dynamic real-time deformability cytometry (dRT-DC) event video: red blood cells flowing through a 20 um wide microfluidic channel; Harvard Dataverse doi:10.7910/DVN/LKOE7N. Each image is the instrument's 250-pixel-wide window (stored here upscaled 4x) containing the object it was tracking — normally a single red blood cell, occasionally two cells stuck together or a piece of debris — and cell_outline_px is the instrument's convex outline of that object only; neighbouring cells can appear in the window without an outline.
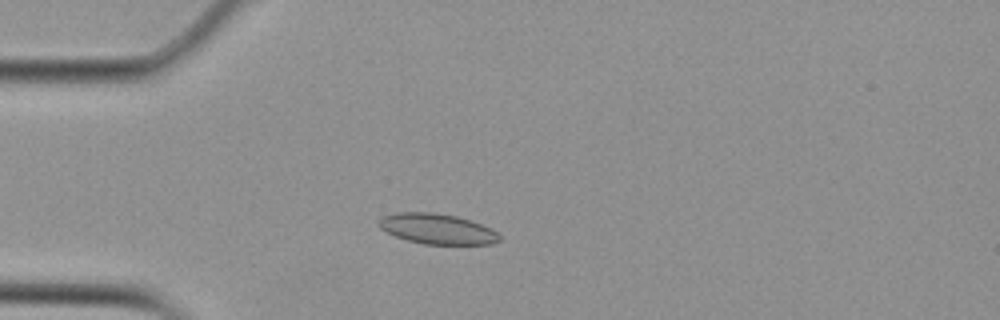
{"species": "Egyptian fruit bat (a non-hibernating species)", "species_latin": "Rousettus aegyptiacus", "temperature_condition": "cold", "stored_images_in_passage": 52, "camera_frame_rate_fps": 3000, "um_per_image_px": 0.085, "animal": {"sex": "female"}, "frame": {"image": 1, "passage_image": 12, "time_ms": 3.667, "image_size_px": [1000, 320], "cell_outline_px": [[500, 240], [492, 244], [424, 244], [408, 240], [396, 236], [380, 228], [376, 224], [380, 216], [396, 212], [432, 212], [456, 216], [472, 220], [492, 228], [500, 236]], "centroid_in_image_um": [37.14, 19.44], "position_along_channel_um": 47.9, "area_um2": 21.5}}
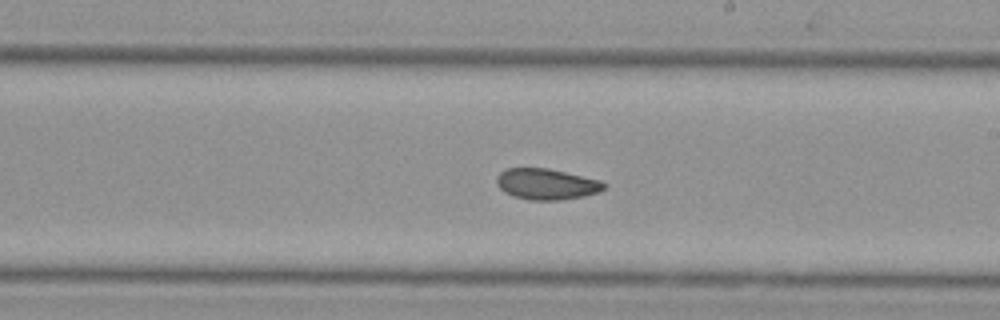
{"frame": {"image": 2, "passage_image": 29, "time_ms": 9.333, "image_size_px": [1000, 320], "cell_outline_px": [[608, 184], [600, 192], [584, 196], [560, 200], [528, 200], [512, 196], [504, 192], [496, 184], [496, 176], [500, 172], [508, 168], [548, 168], [600, 180]], "centroid_in_image_um": [46.44, 15.65], "position_along_channel_um": 242.6, "area_um2": 19.54}}
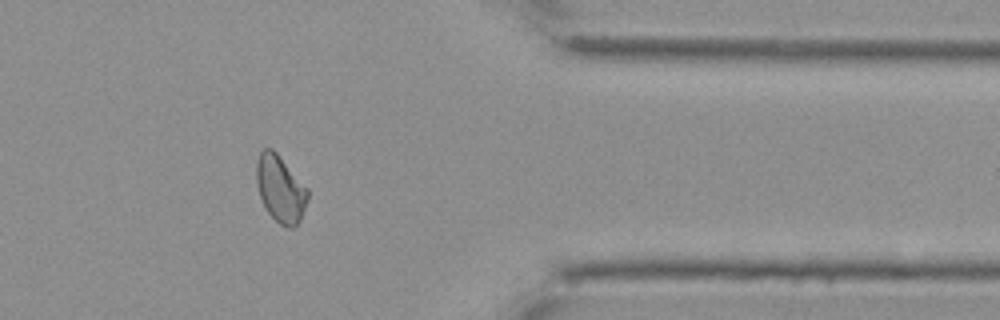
{"frame": {"image": 3, "passage_image": 42, "time_ms": 13.667, "image_size_px": [1000, 320], "cell_outline_px": [[308, 200], [300, 220], [292, 228], [288, 228], [280, 224], [264, 208], [256, 184], [256, 160], [260, 152], [264, 148], [272, 148], [276, 152], [308, 188]], "centroid_in_image_um": [23.82, 16.04], "position_along_channel_um": 387.6, "area_um2": 20.0}, "authors_computed_cell_mechanics": {"area_um2": 20.1433, "velocity_mm_per_s": 3.7428, "shape_relaxation_time_tau1_ms": 8.8328, "shape_relaxation_time_tau2_ms": 4.6698, "deformation_change_tau1": 0.1358, "deformation_change_tau2": 0.0799}}